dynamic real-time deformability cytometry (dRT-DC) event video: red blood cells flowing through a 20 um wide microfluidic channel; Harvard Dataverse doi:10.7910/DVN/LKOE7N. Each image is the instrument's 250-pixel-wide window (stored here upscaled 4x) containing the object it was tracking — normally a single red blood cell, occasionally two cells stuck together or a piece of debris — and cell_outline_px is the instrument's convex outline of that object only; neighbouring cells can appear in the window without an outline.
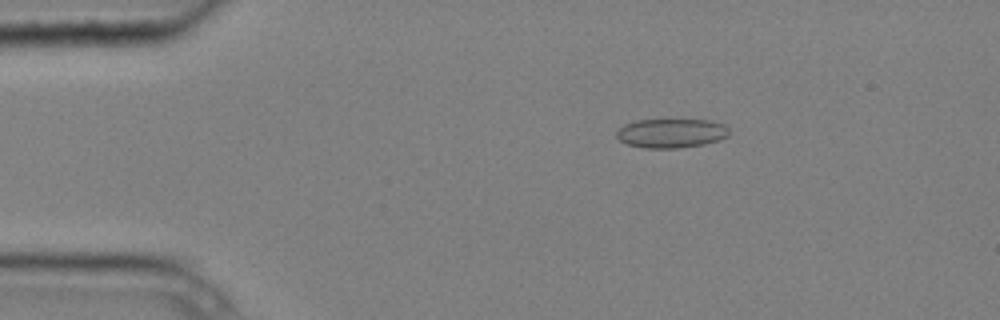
{"species": "common noctule bat (a hibernating species)", "species_latin": "Nyctalus noctula", "temperature_condition": "cold", "stored_images_in_passage": 4, "camera_frame_rate_fps": 3000, "um_per_image_px": 0.085, "animal": {"sex": "male", "body_mass_g": 20.4}, "frame": {"image": 1, "passage_image": 1, "time_ms": 0.0, "image_size_px": [1000, 320], "cell_outline_px": [[728, 136], [720, 140], [704, 144], [676, 148], [644, 148], [628, 144], [620, 140], [616, 136], [616, 132], [624, 124], [636, 120], [708, 120], [724, 124], [728, 128]], "centroid_in_image_um": [57.06, 11.32], "position_along_channel_um": 27.9, "area_um2": 19.07}}
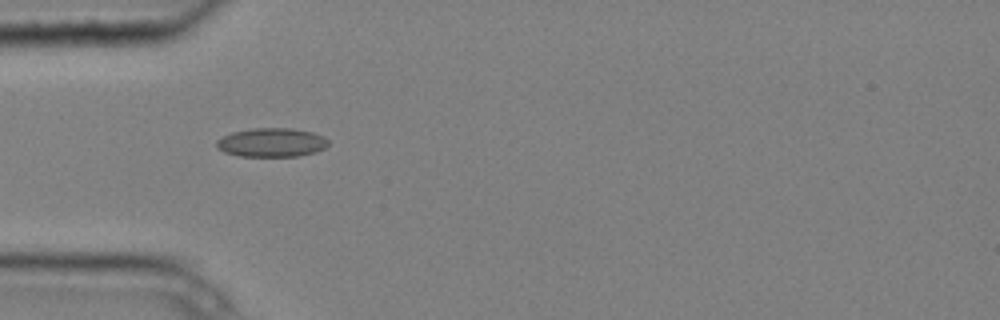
{"frame": {"image": 2, "passage_image": 3, "time_ms": 0.667, "image_size_px": [1000, 320], "cell_outline_px": [[328, 144], [324, 148], [316, 152], [300, 156], [240, 156], [224, 152], [216, 148], [216, 140], [232, 132], [252, 128], [292, 128], [312, 132], [324, 136], [328, 140]], "centroid_in_image_um": [23.09, 12.11], "position_along_channel_um": 61.9, "area_um2": 18.9}}
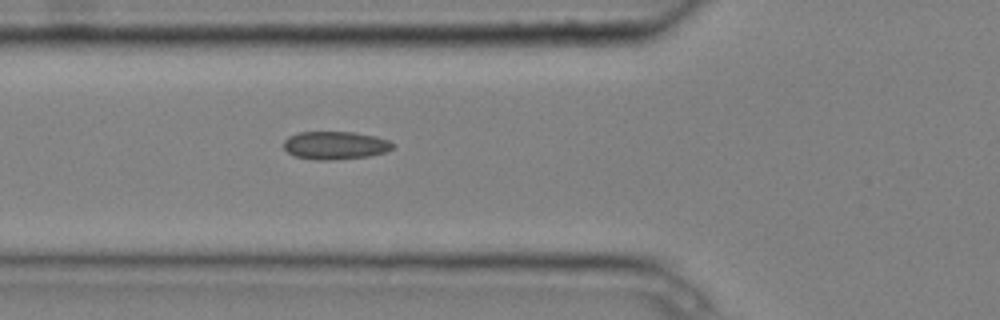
{"frame": {"image": 3, "passage_image": 4, "time_ms": 1.0, "image_size_px": [1000, 320], "cell_outline_px": [[396, 144], [392, 148], [384, 152], [368, 156], [332, 160], [316, 160], [296, 156], [288, 152], [284, 148], [284, 140], [288, 136], [300, 132], [352, 132], [376, 136], [388, 140]], "centroid_in_image_um": [28.49, 12.35], "position_along_channel_um": 97.3, "area_um2": 17.74}}